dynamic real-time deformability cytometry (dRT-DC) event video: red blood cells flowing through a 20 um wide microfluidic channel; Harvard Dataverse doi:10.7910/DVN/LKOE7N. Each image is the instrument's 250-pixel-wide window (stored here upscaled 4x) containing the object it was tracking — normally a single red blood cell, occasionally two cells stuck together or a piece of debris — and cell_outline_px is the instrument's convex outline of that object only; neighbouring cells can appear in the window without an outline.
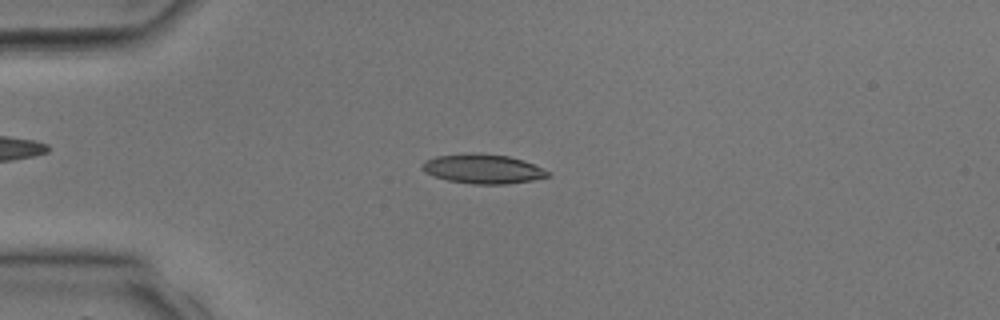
{"species": "common noctule bat (a hibernating species)", "species_latin": "Nyctalus noctula", "temperature_condition": "room temperature", "stored_images_in_passage": 8, "camera_frame_rate_fps": 3000, "um_per_image_px": 0.085, "animal": {"sex": "male", "body_mass_g": 17.9, "forearm_length_mm": 54.2}, "frame": {"image": 1, "passage_image": 4, "time_ms": 1.0, "image_size_px": [1000, 320], "cell_outline_px": [[552, 176], [532, 180], [508, 184], [472, 184], [448, 180], [432, 176], [424, 172], [420, 168], [420, 164], [424, 160], [436, 156], [472, 152], [480, 152], [508, 156], [524, 160], [552, 172]], "centroid_in_image_um": [41.03, 14.34], "position_along_channel_um": 44.0, "area_um2": 22.02}}
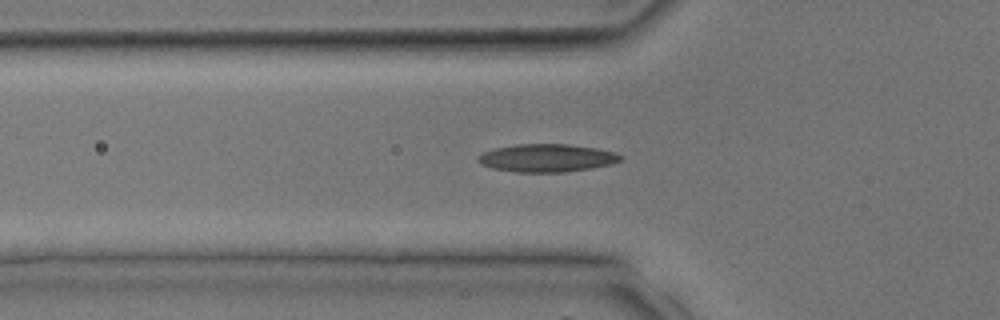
{"frame": {"image": 2, "passage_image": 7, "time_ms": 2.0, "image_size_px": [1000, 320], "cell_outline_px": [[624, 156], [620, 160], [612, 164], [592, 168], [564, 172], [516, 172], [492, 168], [480, 164], [476, 160], [476, 156], [492, 148], [516, 144], [568, 144], [596, 148], [612, 152]], "centroid_in_image_um": [46.43, 13.42], "position_along_channel_um": 79.4, "area_um2": 23.29}}